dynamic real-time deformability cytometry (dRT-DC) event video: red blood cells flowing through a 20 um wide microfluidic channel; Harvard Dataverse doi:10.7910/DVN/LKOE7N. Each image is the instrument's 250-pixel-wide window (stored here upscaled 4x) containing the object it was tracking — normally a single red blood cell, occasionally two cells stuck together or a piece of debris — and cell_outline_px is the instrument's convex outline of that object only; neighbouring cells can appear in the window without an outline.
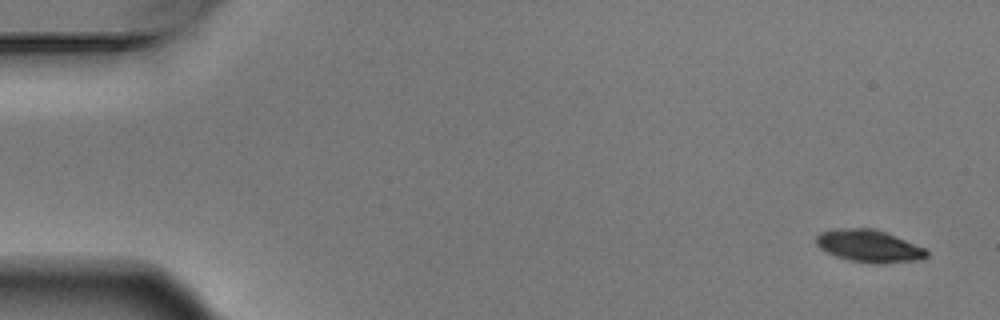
{"species": "Egyptian fruit bat (a non-hibernating species)", "species_latin": "Rousettus aegyptiacus", "temperature_condition": "warm", "stored_images_in_passage": 6, "segment_of_instrument_passage": [1, 2], "camera_frame_rate_fps": 3000, "um_per_image_px": 0.085, "animal": {"sex": "male"}, "frame": {"image": 1, "passage_image": 1, "time_ms": 0.0, "image_size_px": [1000, 320], "cell_outline_px": [[928, 256], [924, 260], [884, 264], [876, 264], [848, 260], [836, 256], [820, 248], [816, 244], [816, 236], [820, 232], [836, 228], [872, 228], [896, 236], [924, 248], [928, 252]], "centroid_in_image_um": [73.88, 20.93], "position_along_channel_um": 11.1, "area_um2": 20.98}}